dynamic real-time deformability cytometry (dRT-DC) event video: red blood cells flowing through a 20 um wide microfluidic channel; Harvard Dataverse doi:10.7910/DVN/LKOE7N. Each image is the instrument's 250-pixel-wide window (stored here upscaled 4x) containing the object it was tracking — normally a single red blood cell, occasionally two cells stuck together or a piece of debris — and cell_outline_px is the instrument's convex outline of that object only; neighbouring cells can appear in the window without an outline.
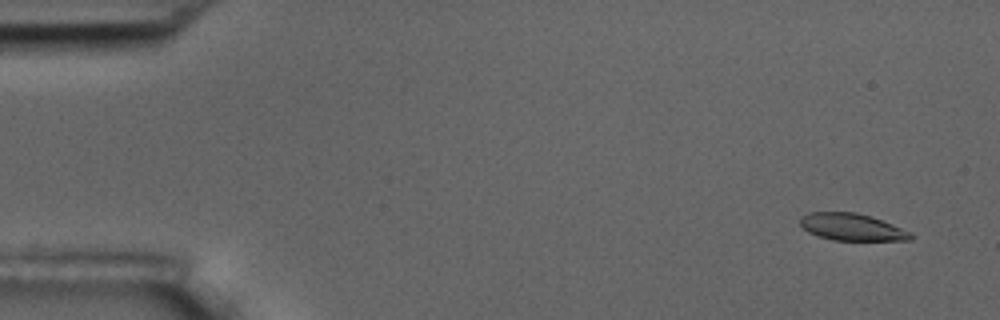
{"species": "common noctule bat (a hibernating species)", "species_latin": "Nyctalus noctula", "temperature_condition": "room temperature", "stored_images_in_passage": 5, "camera_frame_rate_fps": 3000, "um_per_image_px": 0.085, "animal": {"sex": "male", "body_mass_g": 17.5, "forearm_length_mm": 52.3}, "frame": {"image": 1, "passage_image": 1, "time_ms": 0.0, "image_size_px": [1000, 320], "cell_outline_px": [[916, 236], [912, 240], [832, 240], [816, 236], [808, 232], [800, 224], [800, 216], [808, 212], [856, 212], [872, 216], [912, 232]], "centroid_in_image_um": [72.42, 19.3], "position_along_channel_um": 12.6, "area_um2": 17.69}}
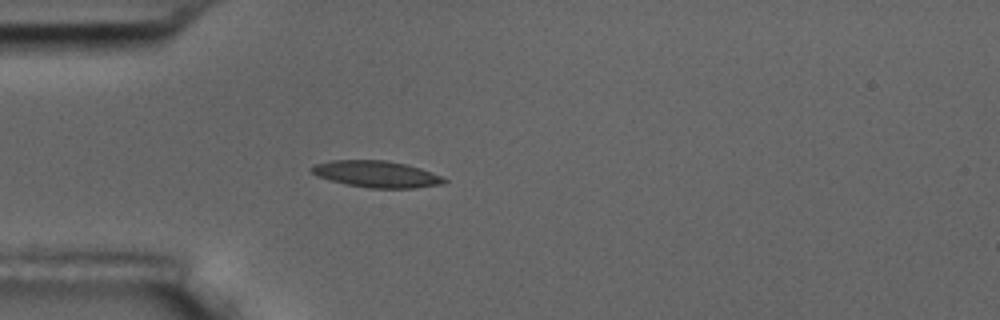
{"frame": {"image": 2, "passage_image": 5, "time_ms": 4.333, "image_size_px": [1000, 320], "cell_outline_px": [[448, 180], [444, 184], [412, 188], [368, 188], [348, 184], [332, 180], [320, 176], [312, 172], [308, 168], [312, 164], [332, 160], [384, 160], [404, 164], [420, 168], [440, 176]], "centroid_in_image_um": [31.99, 14.79], "position_along_channel_um": 53.0, "area_um2": 20.29}}